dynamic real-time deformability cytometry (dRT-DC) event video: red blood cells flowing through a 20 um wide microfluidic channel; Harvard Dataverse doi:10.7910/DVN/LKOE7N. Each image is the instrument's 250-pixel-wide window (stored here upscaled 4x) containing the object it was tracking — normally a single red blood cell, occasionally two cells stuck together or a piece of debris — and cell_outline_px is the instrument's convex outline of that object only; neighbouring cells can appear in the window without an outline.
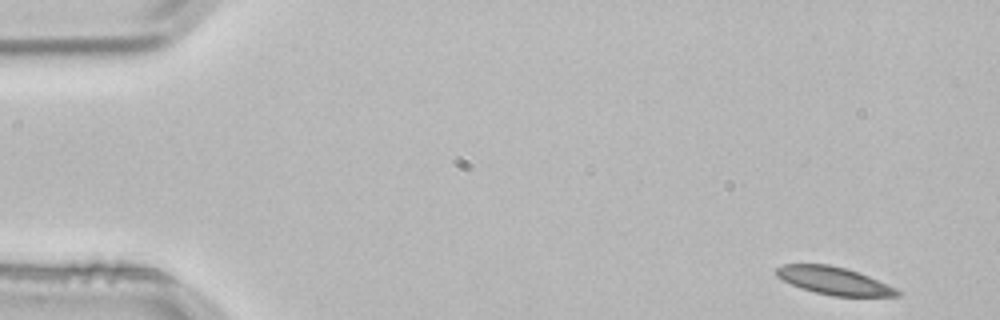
{"species": "common noctule bat (a hibernating species)", "species_latin": "Nyctalus noctula", "temperature_condition": "room temperature", "stored_images_in_passage": 3, "camera_frame_rate_fps": 3000, "um_per_image_px": 0.085, "animal": {"sex": "male", "body_mass_g": 21.5, "forearm_length_mm": 52.0}, "frame": {"image": 1, "passage_image": 1, "time_ms": 0.0, "image_size_px": [1000, 320], "cell_outline_px": [[904, 292], [900, 296], [832, 296], [800, 288], [776, 276], [776, 268], [784, 264], [828, 264], [860, 272], [896, 288]], "centroid_in_image_um": [70.93, 23.87], "position_along_channel_um": 14.1, "area_um2": 19.48}}
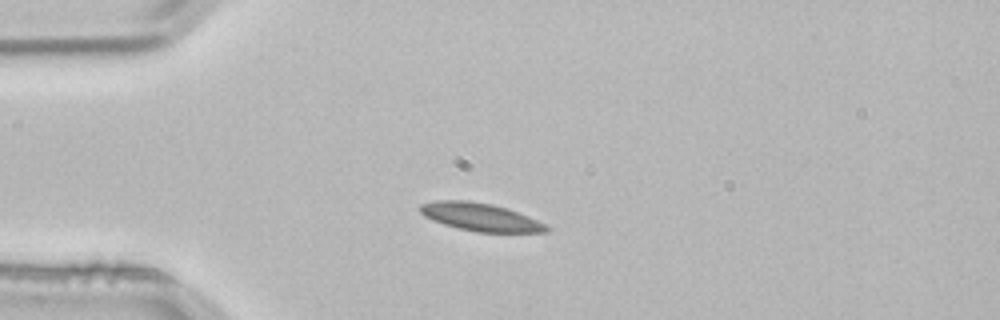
{"frame": {"image": 2, "passage_image": 3, "time_ms": 0.667, "image_size_px": [1000, 320], "cell_outline_px": [[552, 228], [548, 232], [476, 232], [444, 224], [432, 220], [424, 216], [416, 208], [420, 204], [436, 200], [468, 200], [492, 204], [508, 208], [528, 216]], "centroid_in_image_um": [40.8, 18.43], "position_along_channel_um": 44.2, "area_um2": 20.63}}